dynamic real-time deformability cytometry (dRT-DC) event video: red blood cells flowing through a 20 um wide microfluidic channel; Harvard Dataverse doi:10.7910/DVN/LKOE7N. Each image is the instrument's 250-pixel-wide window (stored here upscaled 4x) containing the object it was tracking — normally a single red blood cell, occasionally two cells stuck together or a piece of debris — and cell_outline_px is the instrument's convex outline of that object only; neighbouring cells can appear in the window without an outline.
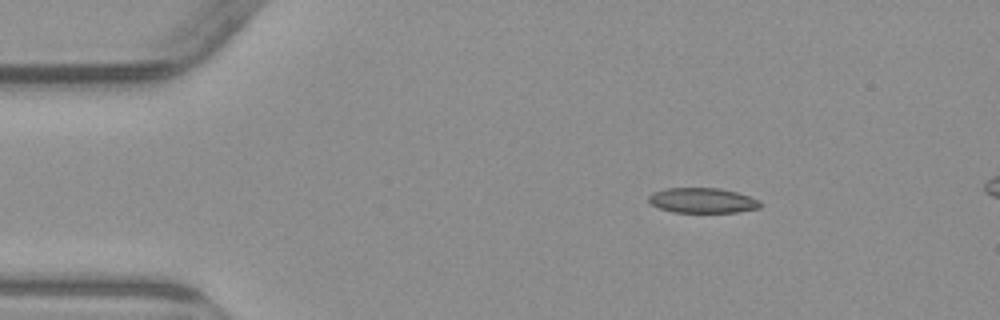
{"species": "common noctule bat (a hibernating species)", "species_latin": "Nyctalus noctula", "temperature_condition": "warm", "stored_images_in_passage": 4, "segment_of_instrument_passage": [1, 2], "camera_frame_rate_fps": 3000, "um_per_image_px": 0.085, "animal": {"sex": "male", "body_mass_g": 23.1, "forearm_length_mm": 52.7}, "frame": {"image": 1, "passage_image": 1, "time_ms": 0.0, "image_size_px": [1000, 320], "cell_outline_px": [[760, 208], [736, 212], [672, 212], [660, 208], [652, 204], [648, 200], [648, 196], [652, 192], [664, 188], [720, 188], [736, 192], [760, 200]], "centroid_in_image_um": [59.69, 17.03], "position_along_channel_um": 25.3, "area_um2": 16.3}}